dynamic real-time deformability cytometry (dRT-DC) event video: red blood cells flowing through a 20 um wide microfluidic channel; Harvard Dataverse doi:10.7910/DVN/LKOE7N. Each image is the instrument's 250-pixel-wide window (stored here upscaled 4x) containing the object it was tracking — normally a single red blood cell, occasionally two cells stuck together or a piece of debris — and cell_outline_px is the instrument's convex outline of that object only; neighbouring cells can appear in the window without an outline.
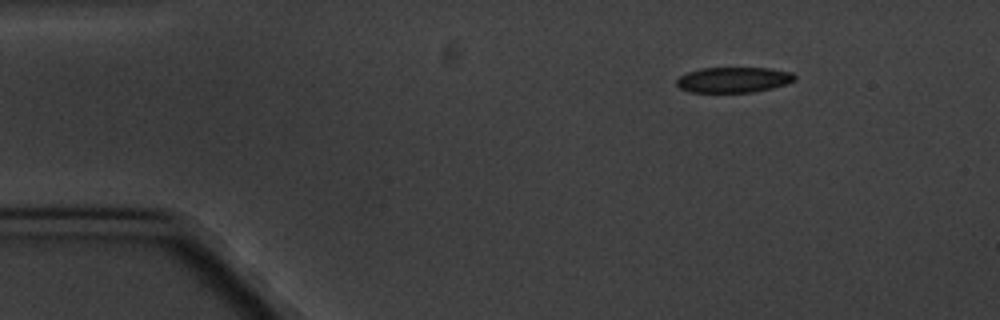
{"species": "common noctule bat (a hibernating species)", "species_latin": "Nyctalus noctula", "temperature_condition": "cold", "stored_images_in_passage": 3, "camera_frame_rate_fps": 3000, "um_per_image_px": 0.085, "animal": {"sex": "male", "body_mass_g": 20.1, "forearm_length_mm": 53.5}, "frame": {"image": 1, "passage_image": 1, "time_ms": 0.0, "image_size_px": [1000, 320], "cell_outline_px": [[796, 80], [772, 88], [752, 92], [688, 92], [680, 88], [676, 84], [676, 80], [680, 76], [688, 72], [700, 68], [772, 68], [792, 72], [796, 76]], "centroid_in_image_um": [62.35, 6.78], "position_along_channel_um": 22.6, "area_um2": 17.57}}